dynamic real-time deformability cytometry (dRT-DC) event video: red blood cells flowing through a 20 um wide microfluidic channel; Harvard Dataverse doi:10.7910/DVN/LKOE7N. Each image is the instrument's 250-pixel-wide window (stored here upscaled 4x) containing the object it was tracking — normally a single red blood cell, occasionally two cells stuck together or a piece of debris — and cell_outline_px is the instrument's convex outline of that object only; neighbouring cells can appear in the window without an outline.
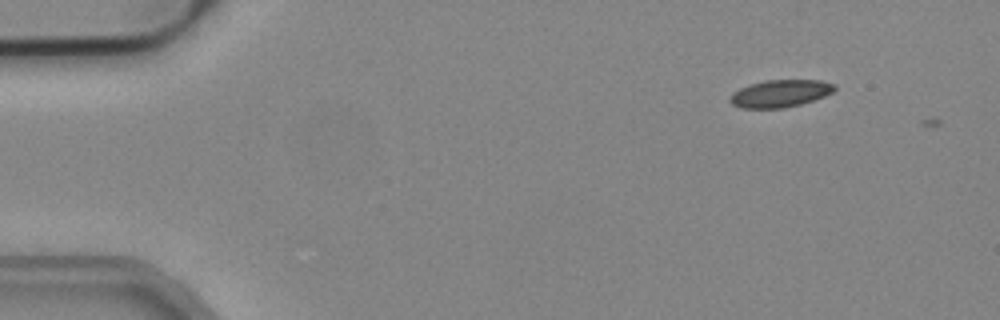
{"species": "common noctule bat (a hibernating species)", "species_latin": "Nyctalus noctula", "temperature_condition": "cold", "stored_images_in_passage": 2, "camera_frame_rate_fps": 3000, "um_per_image_px": 0.085, "animal": {"sex": "male", "body_mass_g": 19.2, "forearm_length_mm": 51.8}, "frame": {"image": 1, "passage_image": 1, "time_ms": 0.0, "image_size_px": [1000, 320], "cell_outline_px": [[836, 88], [832, 92], [824, 96], [800, 104], [784, 108], [740, 108], [732, 104], [728, 100], [732, 92], [748, 84], [764, 80], [820, 80], [836, 84]], "centroid_in_image_um": [66.28, 7.94], "position_along_channel_um": 18.7, "area_um2": 16.76}}